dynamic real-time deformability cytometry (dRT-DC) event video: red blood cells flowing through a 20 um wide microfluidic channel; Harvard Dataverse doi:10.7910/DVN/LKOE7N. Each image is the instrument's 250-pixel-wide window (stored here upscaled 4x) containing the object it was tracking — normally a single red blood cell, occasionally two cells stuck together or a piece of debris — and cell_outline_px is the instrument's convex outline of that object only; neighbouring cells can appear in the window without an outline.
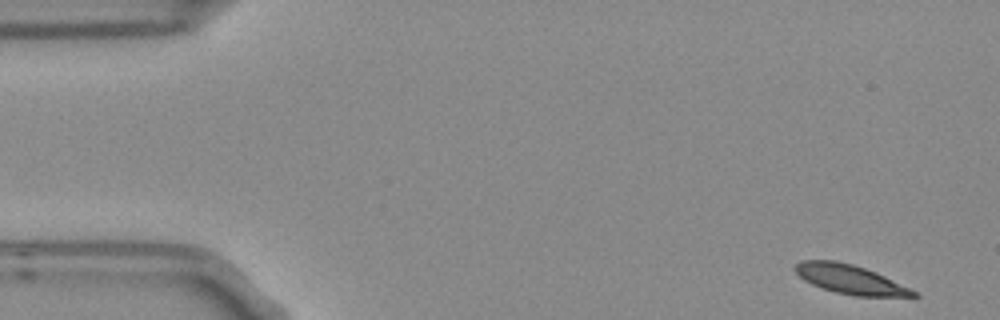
{"species": "Egyptian fruit bat (a non-hibernating species)", "species_latin": "Rousettus aegyptiacus", "temperature_condition": "room temperature", "stored_images_in_passage": 7, "camera_frame_rate_fps": 3000, "um_per_image_px": 0.085, "frame": {"image": 1, "passage_image": 1, "time_ms": 0.0, "image_size_px": [1000, 320], "cell_outline_px": [[920, 296], [856, 296], [836, 292], [820, 288], [804, 280], [792, 268], [800, 260], [836, 260], [852, 264], [876, 272], [916, 292]], "centroid_in_image_um": [72.18, 23.73], "position_along_channel_um": 12.8, "area_um2": 19.83}}
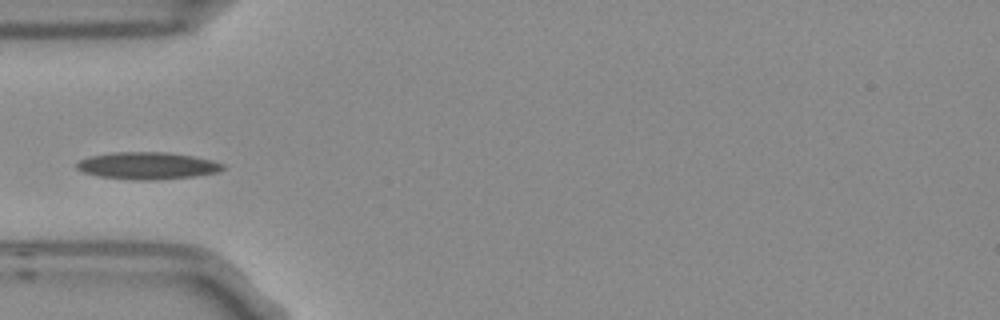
{"frame": {"image": 2, "passage_image": 5, "time_ms": 1.333, "image_size_px": [1000, 320], "cell_outline_px": [[224, 168], [216, 172], [196, 176], [156, 180], [136, 180], [96, 176], [84, 172], [76, 168], [76, 164], [80, 160], [88, 156], [112, 152], [168, 152], [192, 156], [212, 160], [224, 164]], "centroid_in_image_um": [12.5, 14.08], "position_along_channel_um": 72.5, "area_um2": 23.18}}